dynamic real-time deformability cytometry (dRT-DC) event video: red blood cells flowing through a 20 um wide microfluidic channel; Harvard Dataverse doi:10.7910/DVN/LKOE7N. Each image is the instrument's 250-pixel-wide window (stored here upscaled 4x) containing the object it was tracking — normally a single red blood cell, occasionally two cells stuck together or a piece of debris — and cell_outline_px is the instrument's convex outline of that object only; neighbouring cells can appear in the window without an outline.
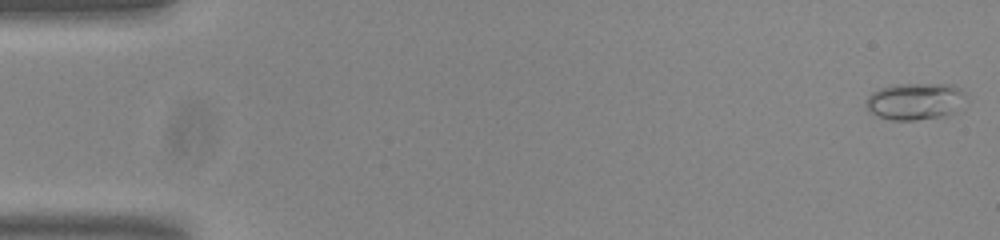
{"species": "common noctule bat (a hibernating species)", "species_latin": "Nyctalus noctula", "temperature_condition": "room temperature", "stored_images_in_passage": 17, "camera_frame_rate_fps": 3000, "um_per_image_px": 0.085, "animal": {"sex": "male", "body_mass_g": 20.0, "forearm_length_mm": 53.3}, "frame": {"image": 1, "passage_image": 1, "time_ms": 0.0, "image_size_px": [1000, 240], "cell_outline_px": [[964, 92], [952, 112], [940, 116], [916, 120], [892, 120], [880, 116], [872, 112], [864, 104], [868, 96], [872, 92], [880, 88], [892, 84], [956, 84]], "centroid_in_image_um": [77.69, 8.58], "position_along_channel_um": 7.3, "area_um2": 20.87}}